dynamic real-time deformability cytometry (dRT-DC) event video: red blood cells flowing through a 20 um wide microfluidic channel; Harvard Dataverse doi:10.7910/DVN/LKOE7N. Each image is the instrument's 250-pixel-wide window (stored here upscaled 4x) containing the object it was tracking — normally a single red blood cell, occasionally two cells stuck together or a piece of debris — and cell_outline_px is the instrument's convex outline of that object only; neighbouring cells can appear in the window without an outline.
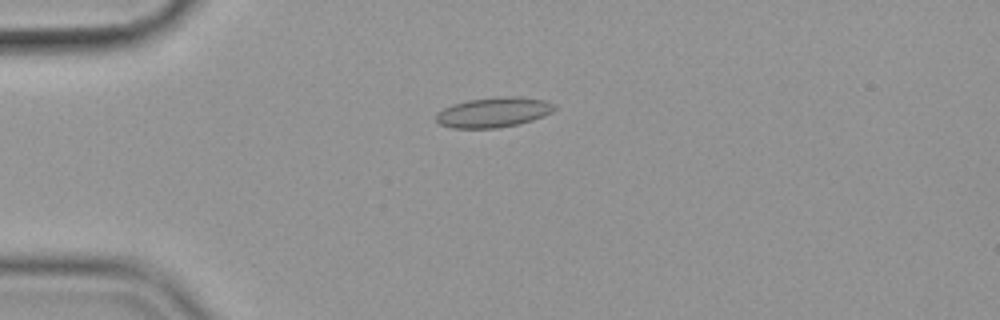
{"species": "common noctule bat (a hibernating species)", "species_latin": "Nyctalus noctula", "temperature_condition": "cold", "stored_images_in_passage": 54, "camera_frame_rate_fps": 3000, "um_per_image_px": 0.085, "animal": {"sex": "female", "body_mass_g": 19.9}, "frame": {"image": 1, "passage_image": 12, "time_ms": 3.667, "image_size_px": [1000, 320], "cell_outline_px": [[556, 108], [552, 112], [544, 116], [532, 120], [516, 124], [496, 128], [452, 128], [440, 124], [436, 120], [436, 112], [452, 104], [468, 100], [500, 96], [520, 96], [548, 100], [556, 104]], "centroid_in_image_um": [41.98, 9.53], "position_along_channel_um": 43.0, "area_um2": 20.92}}
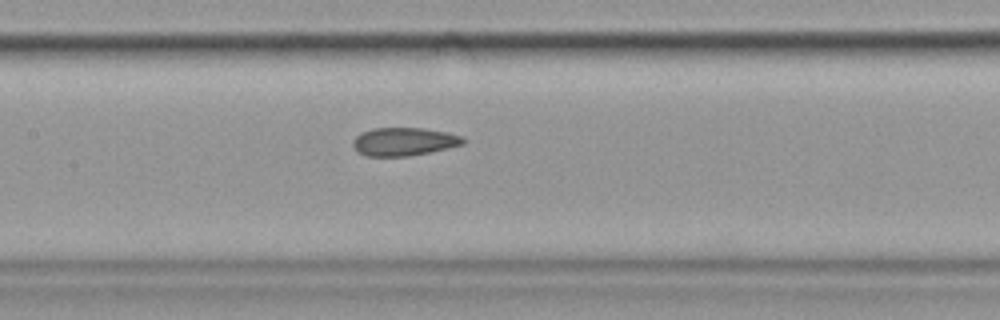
{"frame": {"image": 2, "passage_image": 25, "time_ms": 8.0, "image_size_px": [1000, 320], "cell_outline_px": [[464, 144], [428, 152], [408, 156], [368, 156], [360, 152], [352, 144], [352, 140], [360, 132], [372, 128], [424, 128], [448, 132], [464, 136]], "centroid_in_image_um": [34.34, 12.02], "position_along_channel_um": 173.1, "area_um2": 18.03}}
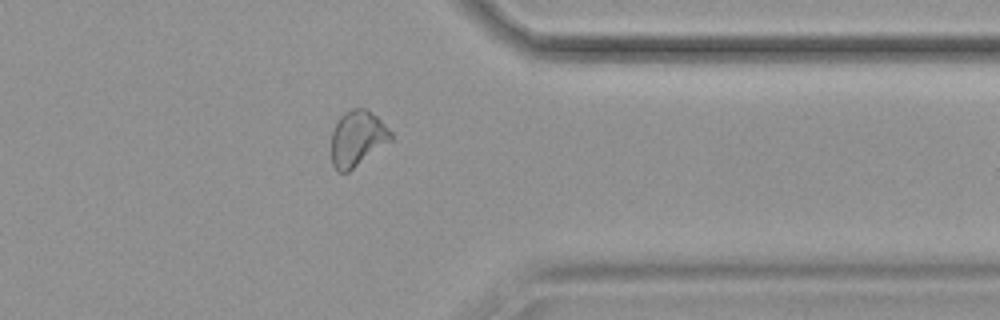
{"frame": {"image": 3, "passage_image": 43, "time_ms": 14.0, "image_size_px": [1000, 320], "cell_outline_px": [[392, 140], [348, 172], [340, 172], [332, 164], [332, 132], [340, 116], [344, 112], [352, 108], [364, 108], [376, 116], [392, 132]], "centroid_in_image_um": [30.38, 11.76], "position_along_channel_um": 381.0, "area_um2": 19.02}, "authors_computed_cell_mechanics": {"area_um2": 19.5075, "velocity_mm_per_s": 3.5897, "shape_relaxation_time_tau1_ms": null, "shape_relaxation_time_tau2_ms": 1.7945, "deformation_change_tau1": null, "deformation_change_tau2": 0.0774}}